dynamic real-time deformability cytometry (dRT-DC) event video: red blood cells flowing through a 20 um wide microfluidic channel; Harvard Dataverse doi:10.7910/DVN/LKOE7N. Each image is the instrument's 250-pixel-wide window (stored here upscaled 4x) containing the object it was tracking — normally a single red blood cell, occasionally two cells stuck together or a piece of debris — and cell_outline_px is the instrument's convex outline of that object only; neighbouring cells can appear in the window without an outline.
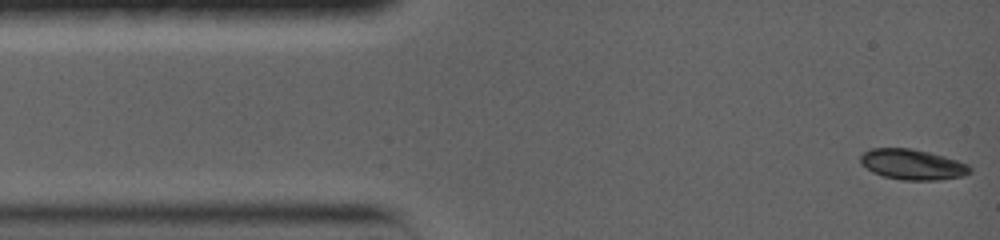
{"species": "common noctule bat (a hibernating species)", "species_latin": "Nyctalus noctula", "temperature_condition": "warm", "stored_images_in_passage": 27, "camera_frame_rate_fps": 5000, "um_per_image_px": 0.085, "animal": {"sex": "female", "body_mass_g": 19.0, "forearm_length_mm": 56.7}, "frame": {"image": 1, "passage_image": 1, "time_ms": 0.0, "image_size_px": [1000, 240], "cell_outline_px": [[972, 172], [964, 176], [940, 180], [904, 180], [884, 176], [872, 172], [860, 164], [860, 156], [864, 152], [872, 148], [912, 148], [944, 156], [968, 164], [972, 168]], "centroid_in_image_um": [77.57, 13.98], "position_along_channel_um": 7.4, "area_um2": 19.54}}
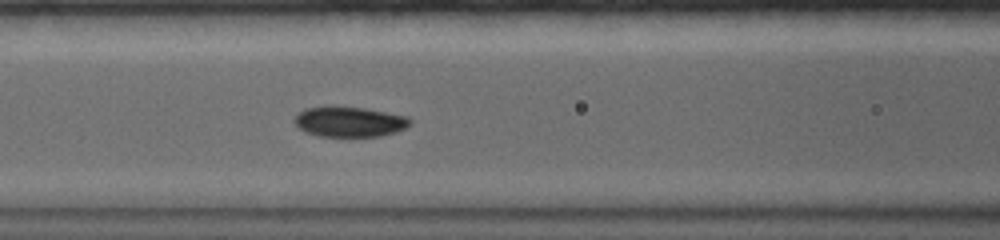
{"frame": {"image": 2, "passage_image": 13, "time_ms": 5.6, "image_size_px": [1000, 240], "cell_outline_px": [[412, 124], [396, 132], [380, 136], [320, 136], [304, 132], [292, 120], [300, 112], [308, 108], [328, 104], [364, 108], [408, 116], [412, 120]], "centroid_in_image_um": [29.7, 10.32], "position_along_channel_um": 136.9, "area_um2": 20.69}}
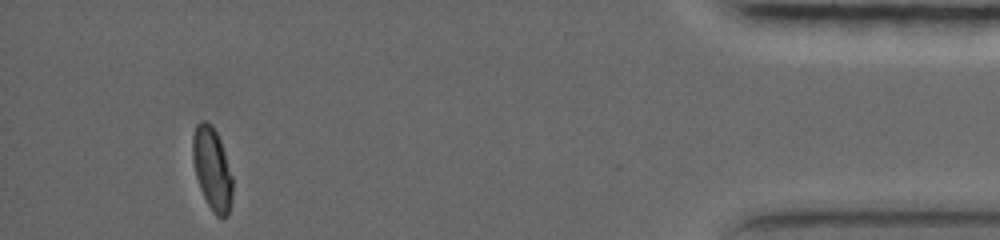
{"frame": {"image": 3, "passage_image": 27, "time_ms": 15.4, "image_size_px": [1000, 240], "cell_outline_px": [[232, 200], [228, 216], [216, 216], [212, 212], [200, 188], [196, 176], [192, 160], [192, 136], [196, 124], [200, 120], [204, 120], [212, 124], [220, 140], [232, 176]], "centroid_in_image_um": [18.01, 14.33], "position_along_channel_um": 417.2, "area_um2": 19.25}, "authors_computed_cell_mechanics": {"area_um2": 20.1722, "velocity_mm_per_s": 3.6388, "shape_relaxation_time_tau1_ms": 5.9021, "shape_relaxation_time_tau2_ms": 2.2004, "deformation_change_tau1": 0.1534, "deformation_change_tau2": 0.0212}}